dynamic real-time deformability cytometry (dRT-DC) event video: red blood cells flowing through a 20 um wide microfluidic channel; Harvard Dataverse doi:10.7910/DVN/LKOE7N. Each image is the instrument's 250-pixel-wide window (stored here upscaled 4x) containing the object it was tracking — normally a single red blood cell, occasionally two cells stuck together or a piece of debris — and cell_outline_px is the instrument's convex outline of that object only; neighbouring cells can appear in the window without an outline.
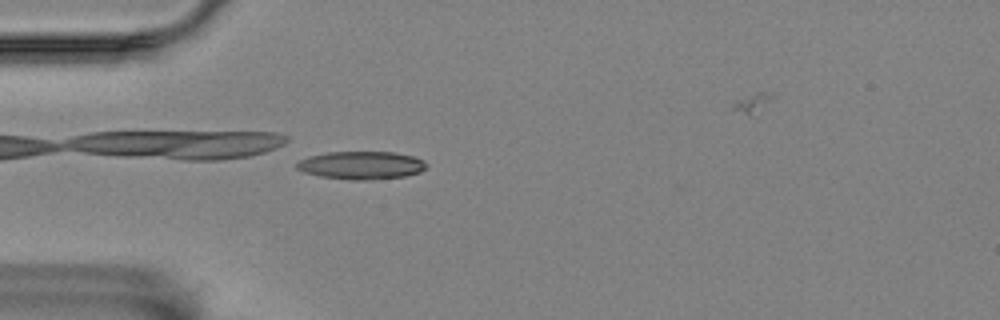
{"species": "Egyptian fruit bat (a non-hibernating species)", "species_latin": "Rousettus aegyptiacus", "temperature_condition": "room temperature", "stored_images_in_passage": 53, "camera_frame_rate_fps": 3000, "um_per_image_px": 0.085, "animal": {"sex": "female"}, "frame": {"image": 1, "passage_image": 17, "time_ms": 5.333, "image_size_px": [1000, 320], "cell_outline_px": [[428, 164], [420, 172], [404, 176], [368, 180], [352, 180], [320, 176], [304, 172], [296, 168], [296, 164], [300, 160], [308, 156], [328, 152], [392, 152], [412, 156], [424, 160]], "centroid_in_image_um": [30.7, 14.04], "position_along_channel_um": 54.3, "area_um2": 21.04}}
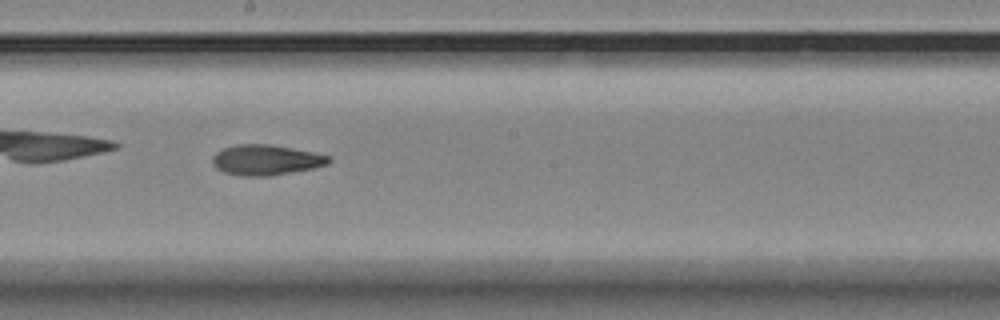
{"frame": {"image": 2, "passage_image": 32, "time_ms": 10.333, "image_size_px": [1000, 320], "cell_outline_px": [[332, 160], [328, 164], [312, 168], [272, 176], [240, 176], [224, 172], [216, 168], [212, 164], [212, 156], [216, 152], [224, 148], [236, 144], [268, 144], [292, 148], [332, 156]], "centroid_in_image_um": [22.6, 13.6], "position_along_channel_um": 225.6, "area_um2": 20.69}}
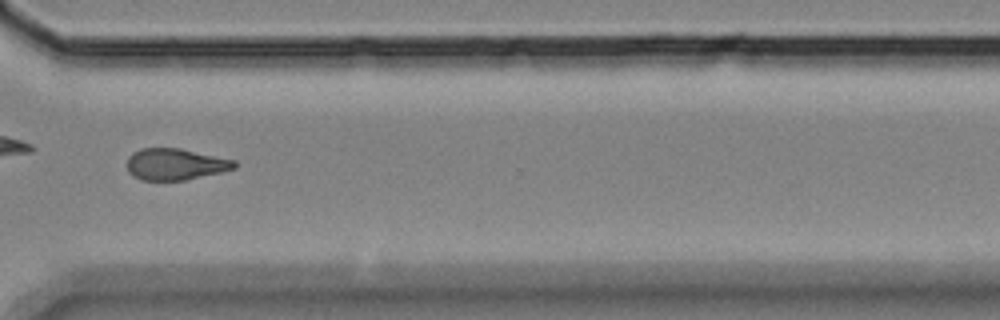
{"frame": {"image": 3, "passage_image": 43, "time_ms": 14.0, "image_size_px": [1000, 320], "cell_outline_px": [[236, 168], [220, 172], [184, 180], [140, 180], [132, 176], [128, 172], [128, 156], [132, 152], [140, 148], [180, 148], [236, 160]], "centroid_in_image_um": [14.88, 13.95], "position_along_channel_um": 355.7, "area_um2": 19.77}}